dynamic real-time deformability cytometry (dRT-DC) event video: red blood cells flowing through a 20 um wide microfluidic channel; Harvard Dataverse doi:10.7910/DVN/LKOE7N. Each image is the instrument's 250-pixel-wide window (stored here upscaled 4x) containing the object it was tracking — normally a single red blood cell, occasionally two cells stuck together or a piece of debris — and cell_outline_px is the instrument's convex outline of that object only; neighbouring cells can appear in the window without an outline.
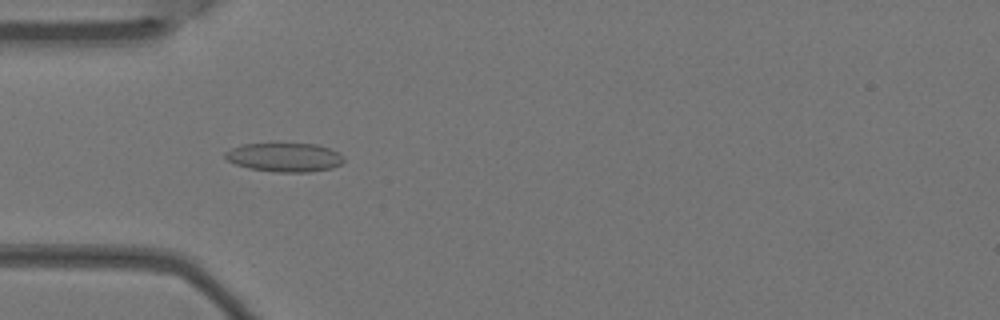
{"species": "Egyptian fruit bat (a non-hibernating species)", "species_latin": "Rousettus aegyptiacus", "temperature_condition": "warm", "stored_images_in_passage": 5, "camera_frame_rate_fps": 3000, "um_per_image_px": 0.085, "animal": {"sex": "female"}, "frame": {"image": 1, "passage_image": 4, "time_ms": 1.0, "image_size_px": [1000, 320], "cell_outline_px": [[344, 160], [340, 164], [332, 168], [308, 172], [276, 172], [248, 168], [236, 164], [228, 160], [224, 156], [224, 152], [232, 148], [244, 144], [316, 144], [340, 152], [344, 156]], "centroid_in_image_um": [24.21, 13.37], "position_along_channel_um": 60.8, "area_um2": 19.88}}
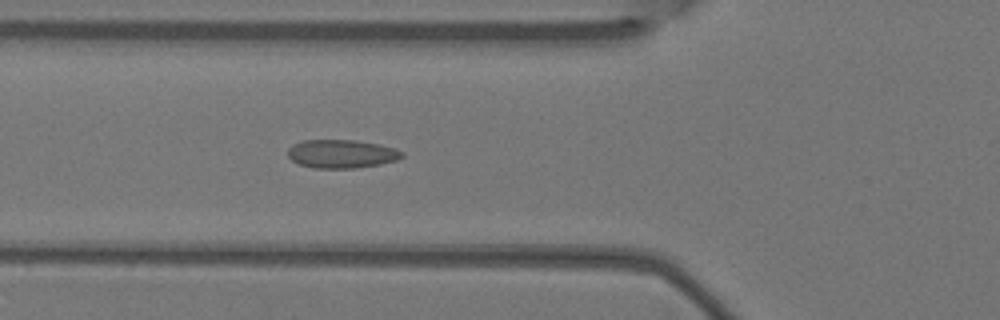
{"frame": {"image": 2, "passage_image": 5, "time_ms": 1.333, "image_size_px": [1000, 320], "cell_outline_px": [[404, 156], [396, 160], [380, 164], [356, 168], [312, 168], [300, 164], [292, 160], [288, 156], [288, 148], [292, 144], [304, 140], [356, 140], [380, 144], [396, 148], [404, 152]], "centroid_in_image_um": [29.05, 13.07], "position_along_channel_um": 96.8, "area_um2": 19.07}}